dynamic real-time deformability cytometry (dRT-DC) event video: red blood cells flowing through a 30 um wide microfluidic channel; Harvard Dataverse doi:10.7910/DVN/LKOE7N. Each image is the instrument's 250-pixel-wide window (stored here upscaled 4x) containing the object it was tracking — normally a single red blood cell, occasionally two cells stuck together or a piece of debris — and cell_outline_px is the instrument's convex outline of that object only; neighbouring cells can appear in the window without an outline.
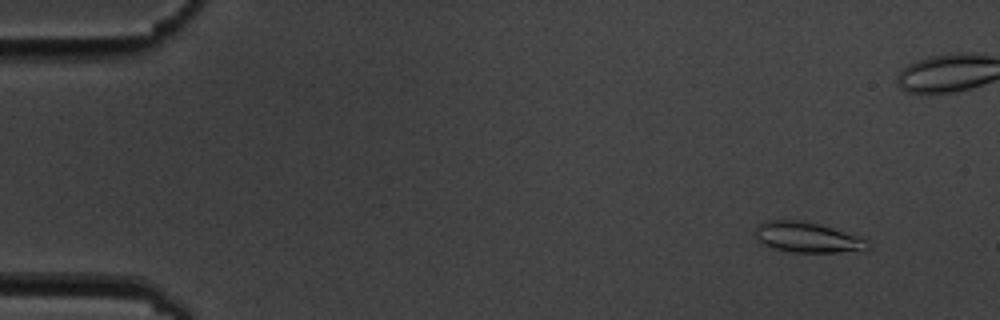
{"species": "common noctule bat (a hibernating species)", "species_latin": "Nyctalus noctula", "temperature_condition": "cold", "stored_images_in_passage": 11, "segment_of_instrument_passage": [1, 2], "camera_frame_rate_fps": 3000, "um_per_image_px": 0.085, "animal": {"sex": "male", "body_mass_g": 19.5, "forearm_length_mm": 54.6}, "frame": {"image": 1, "passage_image": 1, "time_ms": 0.0, "image_size_px": [1000, 320], "cell_outline_px": [[868, 252], [792, 252], [772, 248], [756, 240], [756, 228], [760, 224], [768, 220], [800, 220], [820, 224], [860, 236], [868, 240]], "centroid_in_image_um": [68.7, 20.19], "position_along_channel_um": 16.3, "area_um2": 20.17}}
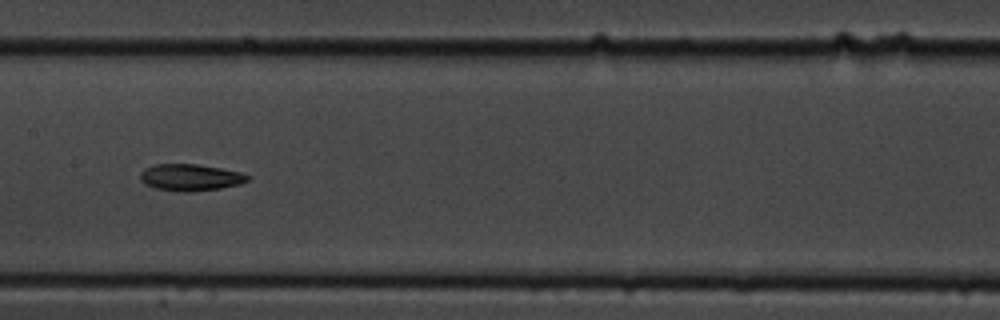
{"frame": {"image": 2, "passage_image": 8, "time_ms": 8.0, "image_size_px": [1000, 320], "cell_outline_px": [[252, 176], [248, 180], [240, 184], [220, 188], [192, 192], [176, 192], [156, 188], [144, 184], [140, 180], [140, 172], [144, 168], [156, 164], [196, 164], [220, 168], [240, 172]], "centroid_in_image_um": [16.16, 15.09], "position_along_channel_um": 191.2, "area_um2": 16.88}}
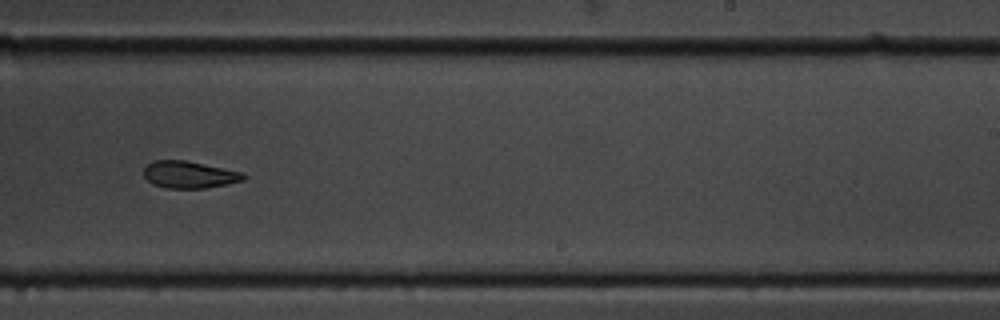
{"frame": {"image": 3, "passage_image": 10, "time_ms": 10.333, "image_size_px": [1000, 320], "cell_outline_px": [[248, 176], [244, 180], [228, 184], [204, 188], [164, 188], [152, 184], [144, 176], [144, 168], [152, 160], [184, 160], [244, 172]], "centroid_in_image_um": [16.1, 14.85], "position_along_channel_um": 272.9, "area_um2": 15.84}}